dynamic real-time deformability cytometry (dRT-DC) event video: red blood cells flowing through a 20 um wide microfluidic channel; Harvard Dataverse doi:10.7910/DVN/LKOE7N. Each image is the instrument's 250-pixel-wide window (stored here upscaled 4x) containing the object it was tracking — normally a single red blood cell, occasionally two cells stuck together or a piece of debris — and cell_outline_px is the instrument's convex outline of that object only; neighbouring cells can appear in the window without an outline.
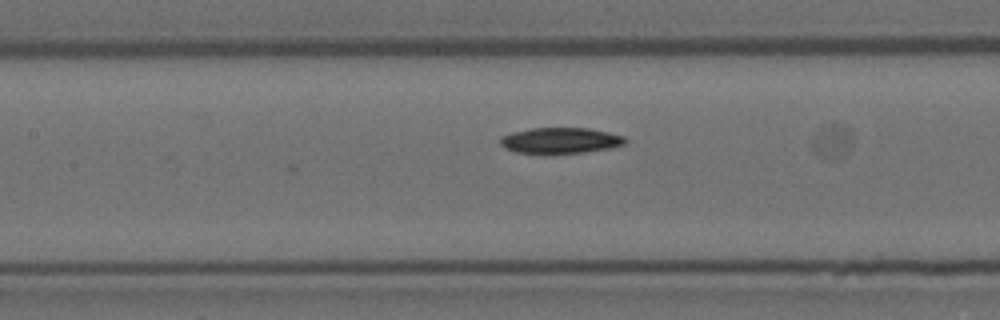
{"species": "Egyptian fruit bat (a non-hibernating species)", "species_latin": "Rousettus aegyptiacus", "temperature_condition": "room temperature", "stored_images_in_passage": 12, "camera_frame_rate_fps": 3000, "um_per_image_px": 0.085, "animal": {"sex": "female"}, "frame": {"image": 1, "passage_image": 6, "time_ms": 1.667, "image_size_px": [1000, 320], "cell_outline_px": [[628, 140], [624, 144], [612, 148], [584, 152], [552, 156], [544, 156], [516, 152], [504, 148], [500, 144], [500, 136], [512, 132], [532, 128], [588, 128], [608, 132], [624, 136]], "centroid_in_image_um": [47.6, 11.98], "position_along_channel_um": 159.8, "area_um2": 19.65}}
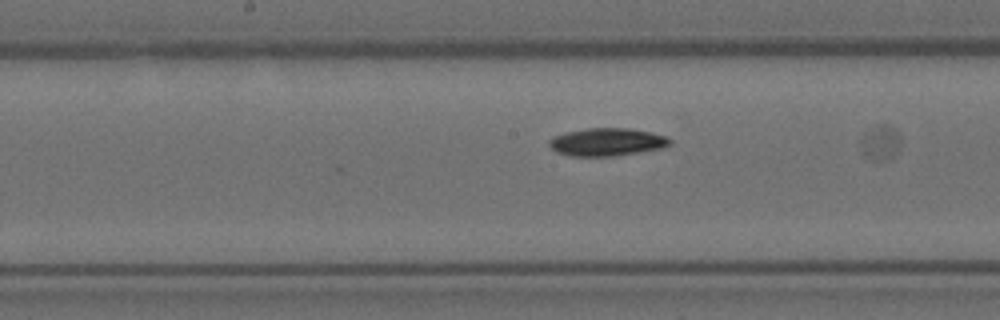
{"frame": {"image": 2, "passage_image": 9, "time_ms": 2.667, "image_size_px": [1000, 320], "cell_outline_px": [[672, 144], [664, 148], [612, 156], [568, 156], [556, 152], [548, 144], [548, 140], [552, 136], [564, 132], [588, 128], [628, 128], [652, 132], [668, 136], [672, 140]], "centroid_in_image_um": [51.6, 12.06], "position_along_channel_um": 196.6, "area_um2": 19.88}}